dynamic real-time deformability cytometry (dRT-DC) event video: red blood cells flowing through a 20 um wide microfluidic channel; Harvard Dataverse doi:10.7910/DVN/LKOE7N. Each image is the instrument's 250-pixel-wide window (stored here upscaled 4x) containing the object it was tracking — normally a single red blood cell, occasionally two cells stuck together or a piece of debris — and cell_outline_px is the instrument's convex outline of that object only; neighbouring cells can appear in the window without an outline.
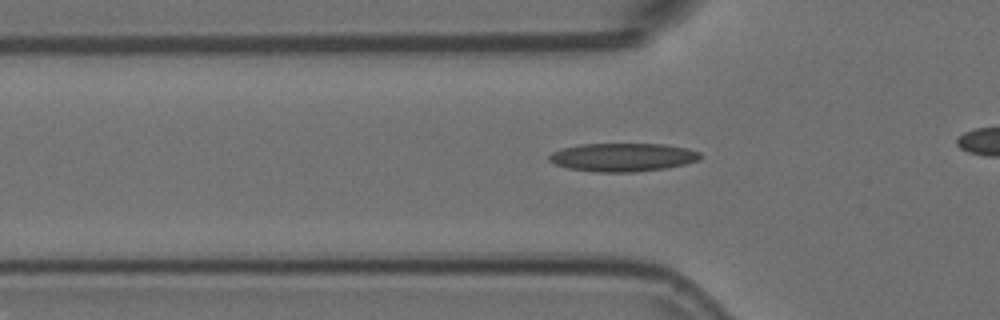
{"species": "Egyptian fruit bat (a non-hibernating species)", "species_latin": "Rousettus aegyptiacus", "temperature_condition": "room temperature", "stored_images_in_passage": 43, "camera_frame_rate_fps": 3000, "um_per_image_px": 0.085, "animal": {"sex": "female"}, "frame": {"image": 1, "passage_image": 17, "time_ms": 5.333, "image_size_px": [1000, 320], "cell_outline_px": [[700, 160], [684, 164], [664, 168], [636, 172], [592, 172], [568, 168], [556, 164], [548, 160], [548, 156], [552, 152], [564, 148], [580, 144], [664, 144], [688, 148], [700, 152]], "centroid_in_image_um": [52.93, 13.37], "position_along_channel_um": 72.9, "area_um2": 24.97}}
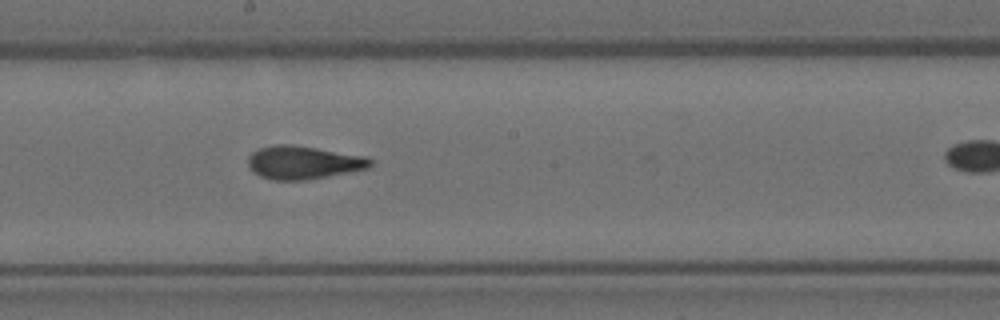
{"frame": {"image": 2, "passage_image": 29, "time_ms": 9.333, "image_size_px": [1000, 320], "cell_outline_px": [[372, 164], [368, 168], [348, 172], [304, 180], [272, 180], [260, 176], [252, 172], [248, 168], [248, 156], [252, 152], [260, 148], [276, 144], [292, 144], [368, 156], [372, 160]], "centroid_in_image_um": [25.76, 13.8], "position_along_channel_um": 222.4, "area_um2": 23.76}}
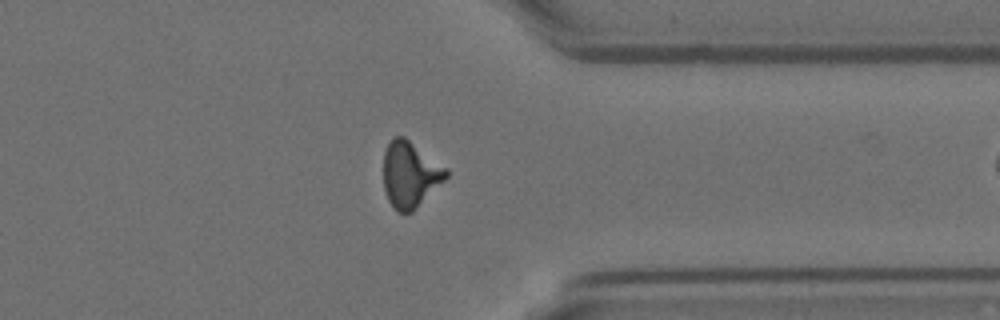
{"frame": {"image": 3, "passage_image": 42, "time_ms": 13.667, "image_size_px": [1000, 320], "cell_outline_px": [[448, 176], [412, 212], [396, 212], [392, 208], [388, 200], [384, 188], [384, 152], [392, 136], [404, 136], [448, 168]], "centroid_in_image_um": [34.85, 14.82], "position_along_channel_um": 376.6, "area_um2": 24.1}}